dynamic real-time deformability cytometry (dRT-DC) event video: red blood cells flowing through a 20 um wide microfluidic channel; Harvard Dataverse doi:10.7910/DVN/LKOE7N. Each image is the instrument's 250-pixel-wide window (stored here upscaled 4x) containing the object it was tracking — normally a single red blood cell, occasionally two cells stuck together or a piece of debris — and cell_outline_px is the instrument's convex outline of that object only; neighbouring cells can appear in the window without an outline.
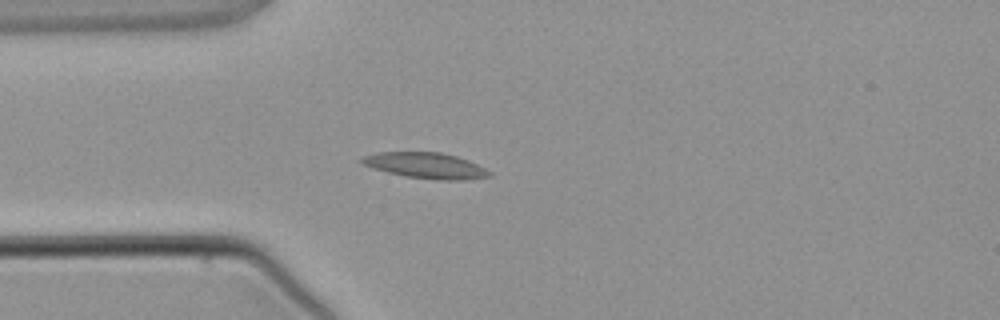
{"species": "common noctule bat (a hibernating species)", "species_latin": "Nyctalus noctula", "temperature_condition": "warm", "stored_images_in_passage": 3, "camera_frame_rate_fps": 3000, "um_per_image_px": 0.085, "animal": {"sex": "male", "body_mass_g": 21.5, "forearm_length_mm": 52.0}, "frame": {"image": 1, "passage_image": 3, "time_ms": 2.333, "image_size_px": [1000, 320], "cell_outline_px": [[492, 176], [464, 180], [436, 180], [404, 176], [372, 168], [356, 160], [360, 156], [376, 152], [440, 152], [456, 156], [468, 160], [492, 172]], "centroid_in_image_um": [36.14, 14.06], "position_along_channel_um": 48.9, "area_um2": 19.36}}